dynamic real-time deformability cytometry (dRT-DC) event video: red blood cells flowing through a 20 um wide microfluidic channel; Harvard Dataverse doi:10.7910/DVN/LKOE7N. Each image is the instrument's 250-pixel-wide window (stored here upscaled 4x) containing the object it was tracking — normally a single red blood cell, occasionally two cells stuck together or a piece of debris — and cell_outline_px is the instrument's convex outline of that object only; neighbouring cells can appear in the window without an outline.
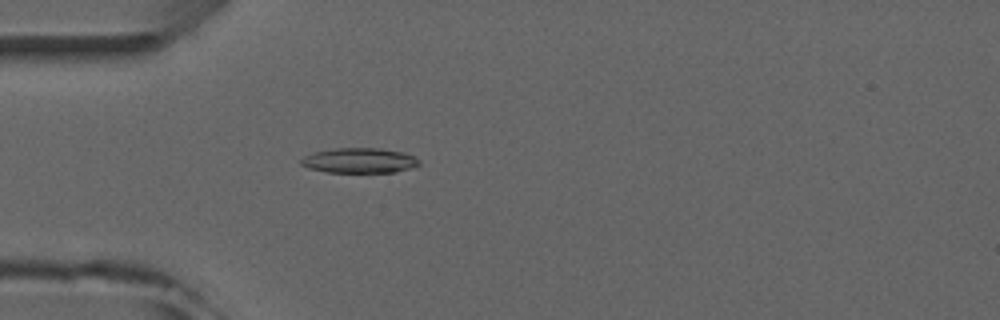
{"species": "common noctule bat (a hibernating species)", "species_latin": "Nyctalus noctula", "temperature_condition": "room temperature", "stored_images_in_passage": 4, "camera_frame_rate_fps": 3000, "um_per_image_px": 0.085, "animal": {"sex": "male", "forearm_length_mm": 52.5}, "frame": {"image": 1, "passage_image": 4, "time_ms": 4.333, "image_size_px": [1000, 320], "cell_outline_px": [[420, 164], [412, 168], [396, 172], [328, 172], [308, 168], [300, 164], [300, 160], [304, 156], [316, 152], [336, 148], [380, 148], [400, 152], [412, 156], [420, 160]], "centroid_in_image_um": [30.55, 13.65], "position_along_channel_um": 54.5, "area_um2": 17.11}}